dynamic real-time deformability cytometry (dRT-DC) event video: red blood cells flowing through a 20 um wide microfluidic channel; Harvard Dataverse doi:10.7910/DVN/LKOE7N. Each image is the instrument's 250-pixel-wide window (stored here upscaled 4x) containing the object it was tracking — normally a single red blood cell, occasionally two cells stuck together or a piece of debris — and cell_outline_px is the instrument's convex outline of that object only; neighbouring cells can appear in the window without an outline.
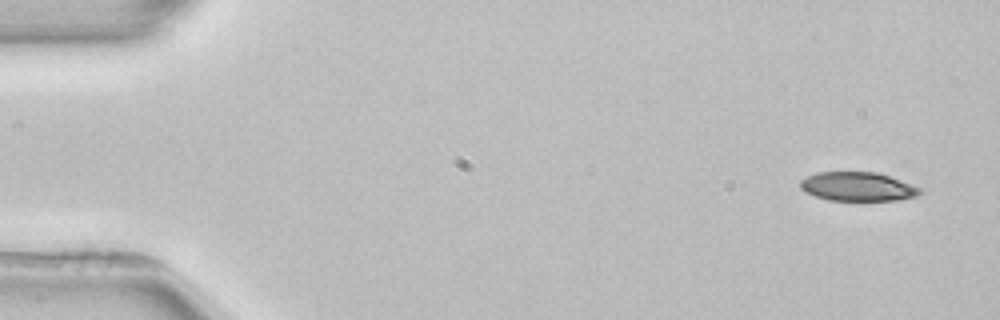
{"species": "common noctule bat (a hibernating species)", "species_latin": "Nyctalus noctula", "temperature_condition": "room temperature", "stored_images_in_passage": 3, "camera_frame_rate_fps": 3000, "um_per_image_px": 0.085, "animal": {"sex": "female", "body_mass_g": 22.7, "forearm_length_mm": 54.2}, "frame": {"image": 1, "passage_image": 1, "time_ms": 0.0, "image_size_px": [1000, 320], "cell_outline_px": [[920, 192], [916, 196], [896, 200], [828, 200], [804, 192], [800, 188], [800, 180], [816, 172], [876, 172], [912, 184], [920, 188]], "centroid_in_image_um": [72.86, 15.85], "position_along_channel_um": 12.1, "area_um2": 20.0}}
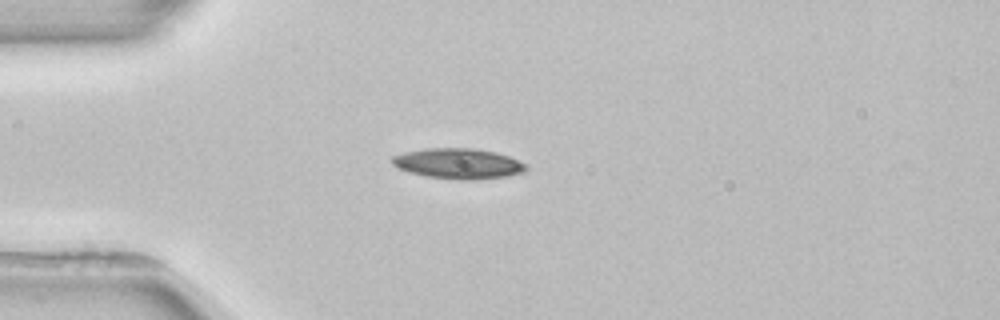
{"frame": {"image": 2, "passage_image": 3, "time_ms": 3.667, "image_size_px": [1000, 320], "cell_outline_px": [[528, 168], [524, 172], [504, 176], [476, 180], [456, 180], [428, 176], [408, 172], [396, 168], [392, 164], [392, 156], [404, 152], [424, 148], [476, 148], [496, 152], [508, 156], [528, 164]], "centroid_in_image_um": [38.95, 13.9], "position_along_channel_um": 46.1, "area_um2": 23.99}}